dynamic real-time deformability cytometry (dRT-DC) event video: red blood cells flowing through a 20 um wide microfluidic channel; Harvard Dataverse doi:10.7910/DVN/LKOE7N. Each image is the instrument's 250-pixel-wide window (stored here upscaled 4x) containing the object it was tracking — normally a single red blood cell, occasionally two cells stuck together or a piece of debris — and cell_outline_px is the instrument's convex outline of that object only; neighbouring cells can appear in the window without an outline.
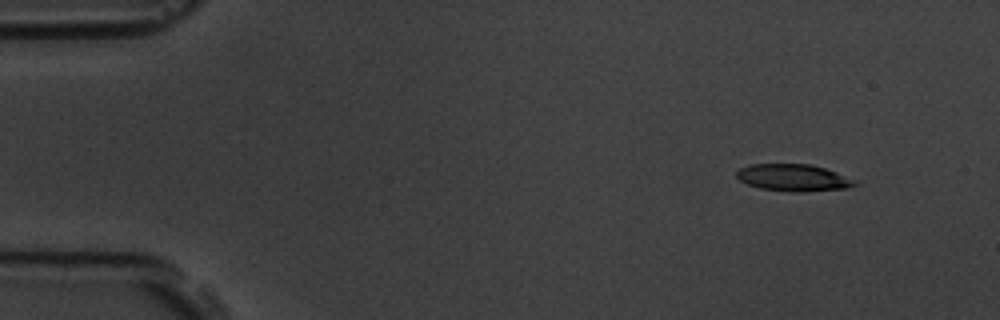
{"species": "common noctule bat (a hibernating species)", "species_latin": "Nyctalus noctula", "temperature_condition": "room temperature", "stored_images_in_passage": 4, "camera_frame_rate_fps": 3000, "um_per_image_px": 0.085, "animal": {"sex": "male", "body_mass_g": 19.5, "forearm_length_mm": 54.6}, "frame": {"image": 1, "passage_image": 1, "time_ms": 0.0, "image_size_px": [1000, 320], "cell_outline_px": [[860, 184], [848, 188], [804, 192], [788, 192], [760, 188], [748, 184], [740, 180], [736, 176], [736, 172], [740, 168], [752, 164], [808, 164], [824, 168], [860, 180]], "centroid_in_image_um": [67.51, 15.11], "position_along_channel_um": 17.5, "area_um2": 18.84}}
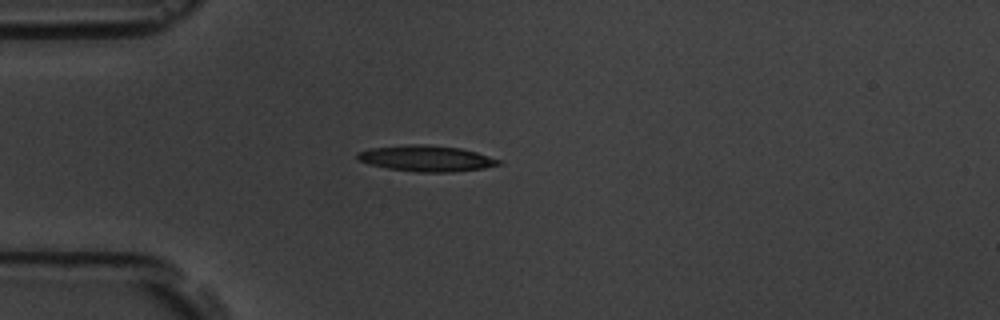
{"frame": {"image": 2, "passage_image": 4, "time_ms": 3.333, "image_size_px": [1000, 320], "cell_outline_px": [[504, 164], [484, 168], [452, 172], [416, 172], [388, 168], [368, 164], [360, 160], [356, 156], [356, 152], [372, 148], [408, 144], [428, 144], [460, 148], [476, 152], [504, 160]], "centroid_in_image_um": [36.29, 13.46], "position_along_channel_um": 48.7, "area_um2": 21.56}}